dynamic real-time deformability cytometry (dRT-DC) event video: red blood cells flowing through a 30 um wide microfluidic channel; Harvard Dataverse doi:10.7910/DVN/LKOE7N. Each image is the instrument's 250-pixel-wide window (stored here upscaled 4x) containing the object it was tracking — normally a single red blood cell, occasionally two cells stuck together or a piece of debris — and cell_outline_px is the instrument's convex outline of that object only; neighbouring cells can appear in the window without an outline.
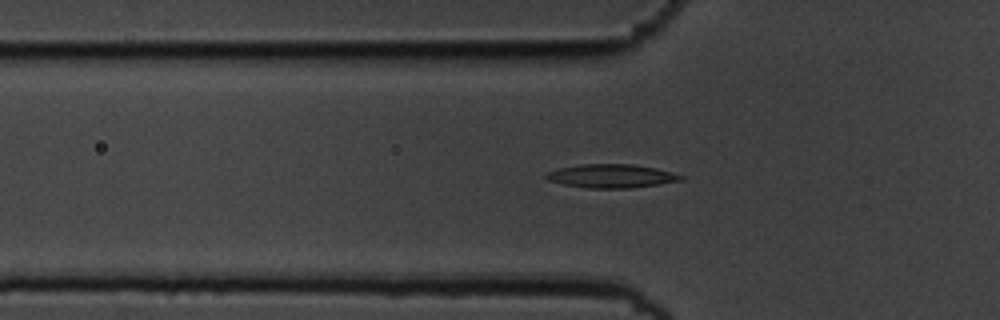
{"species": "common noctule bat (a hibernating species)", "species_latin": "Nyctalus noctula", "temperature_condition": "cold", "stored_images_in_passage": 38, "camera_frame_rate_fps": 3000, "um_per_image_px": 0.085, "animal": {"sex": "male", "body_mass_g": 19.5, "forearm_length_mm": 54.6}, "frame": {"image": 1, "passage_image": 3, "time_ms": 0.667, "image_size_px": [1000, 320], "cell_outline_px": [[684, 180], [628, 188], [588, 188], [564, 184], [548, 180], [544, 176], [544, 172], [560, 168], [580, 164], [632, 164], [656, 168], [684, 176]], "centroid_in_image_um": [51.93, 14.95], "position_along_channel_um": 73.9, "area_um2": 18.38}}
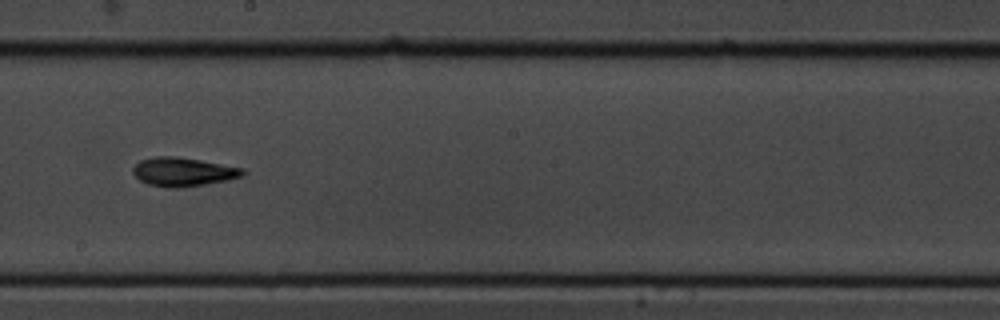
{"frame": {"image": 2, "passage_image": 16, "time_ms": 5.0, "image_size_px": [1000, 320], "cell_outline_px": [[248, 172], [244, 176], [228, 180], [180, 188], [168, 188], [148, 184], [140, 180], [132, 172], [132, 168], [140, 160], [156, 156], [176, 156], [200, 160], [244, 168]], "centroid_in_image_um": [15.59, 14.61], "position_along_channel_um": 232.6, "area_um2": 18.55}}
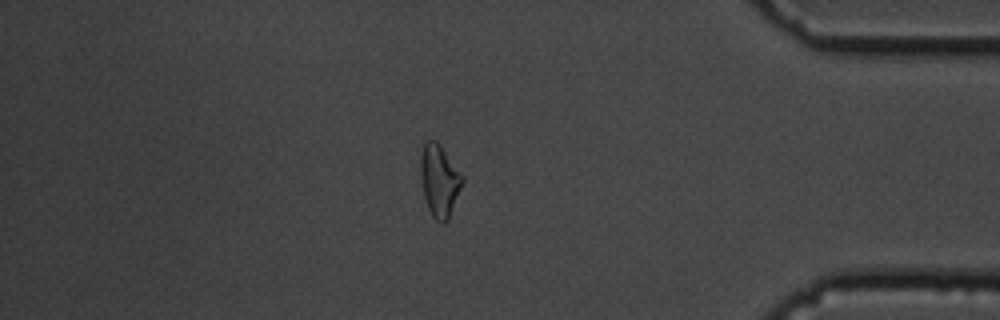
{"frame": {"image": 3, "passage_image": 32, "time_ms": 10.333, "image_size_px": [1000, 320], "cell_outline_px": [[464, 180], [448, 220], [444, 224], [436, 220], [432, 216], [428, 208], [424, 196], [420, 176], [420, 156], [424, 144], [428, 140], [436, 140], [440, 144], [464, 176]], "centroid_in_image_um": [37.35, 15.34], "position_along_channel_um": 397.8, "area_um2": 17.63}}